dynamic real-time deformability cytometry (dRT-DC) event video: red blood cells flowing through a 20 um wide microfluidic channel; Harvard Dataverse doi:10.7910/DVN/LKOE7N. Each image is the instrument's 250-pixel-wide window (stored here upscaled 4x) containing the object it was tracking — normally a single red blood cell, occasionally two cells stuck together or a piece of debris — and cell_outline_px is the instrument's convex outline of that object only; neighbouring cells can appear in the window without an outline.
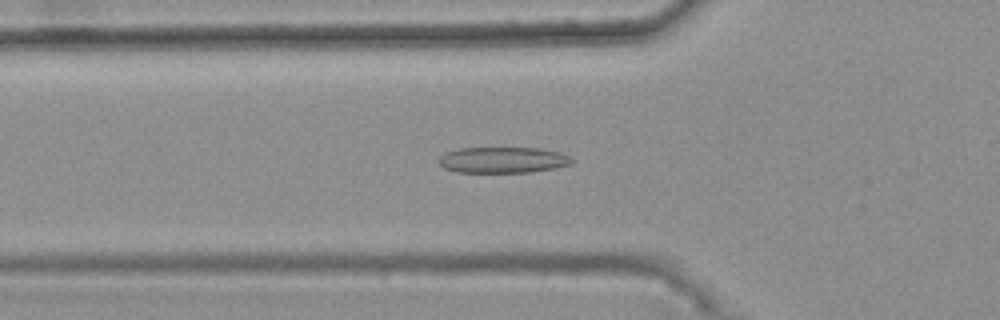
{"species": "common noctule bat (a hibernating species)", "species_latin": "Nyctalus noctula", "temperature_condition": "warm", "stored_images_in_passage": 47, "camera_frame_rate_fps": 3000, "um_per_image_px": 0.085, "animal": {"sex": "female", "body_mass_g": 25.1}, "frame": {"image": 1, "passage_image": 19, "time_ms": 6.0, "image_size_px": [1000, 320], "cell_outline_px": [[576, 160], [572, 164], [556, 168], [532, 172], [456, 172], [444, 168], [436, 160], [440, 156], [448, 152], [460, 148], [540, 148], [560, 152]], "centroid_in_image_um": [42.78, 13.6], "position_along_channel_um": 83.0, "area_um2": 20.29}}
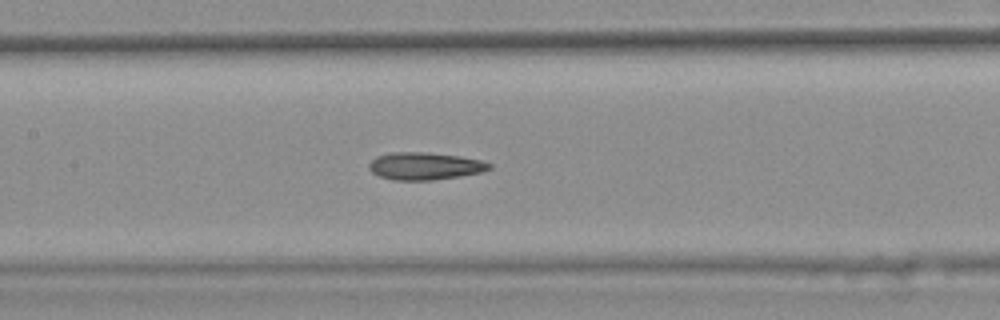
{"frame": {"image": 2, "passage_image": 26, "time_ms": 8.333, "image_size_px": [1000, 320], "cell_outline_px": [[492, 168], [484, 172], [460, 176], [432, 180], [396, 180], [380, 176], [372, 172], [368, 168], [368, 164], [376, 156], [392, 152], [428, 152], [460, 156], [480, 160], [492, 164]], "centroid_in_image_um": [36.13, 14.11], "position_along_channel_um": 171.3, "area_um2": 19.31}}
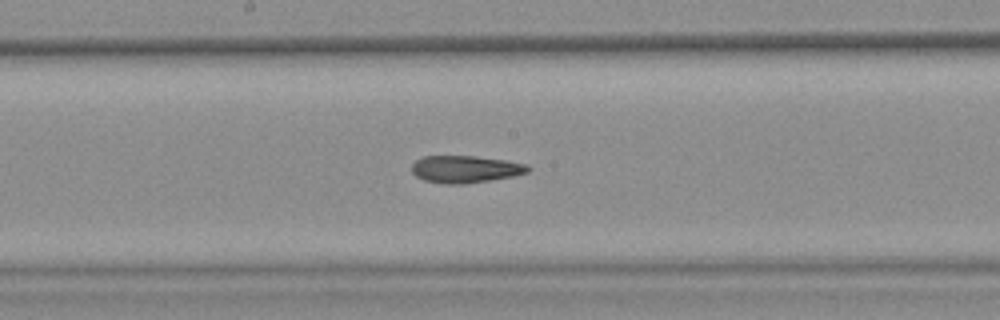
{"frame": {"image": 3, "passage_image": 29, "time_ms": 9.333, "image_size_px": [1000, 320], "cell_outline_px": [[532, 168], [528, 172], [512, 176], [464, 184], [444, 184], [424, 180], [416, 176], [412, 172], [412, 164], [416, 160], [424, 156], [476, 156], [504, 160], [528, 164]], "centroid_in_image_um": [39.55, 14.37], "position_along_channel_um": 208.6, "area_um2": 18.38}, "authors_computed_cell_mechanics": {"area_um2": 19.3052, "velocity_mm_per_s": 3.7595, "shape_relaxation_time_tau1_ms": null, "shape_relaxation_time_tau2_ms": 5.1202, "deformation_change_tau1": null, "deformation_change_tau2": 0.1565}}